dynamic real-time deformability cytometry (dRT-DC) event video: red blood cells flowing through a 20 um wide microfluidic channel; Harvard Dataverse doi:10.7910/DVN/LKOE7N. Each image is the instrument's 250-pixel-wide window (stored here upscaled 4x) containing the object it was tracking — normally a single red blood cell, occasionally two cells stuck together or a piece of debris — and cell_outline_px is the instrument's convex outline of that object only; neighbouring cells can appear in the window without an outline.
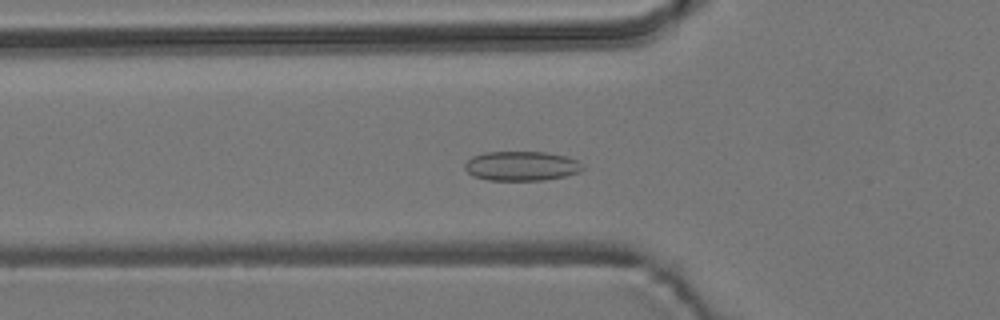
{"species": "common noctule bat (a hibernating species)", "species_latin": "Nyctalus noctula", "temperature_condition": "room temperature", "stored_images_in_passage": 55, "camera_frame_rate_fps": 3000, "um_per_image_px": 0.085, "animal": {"sex": "male", "body_mass_g": 19.2, "forearm_length_mm": 51.8}, "frame": {"image": 1, "passage_image": 19, "time_ms": 6.0, "image_size_px": [1000, 320], "cell_outline_px": [[584, 168], [580, 172], [564, 176], [544, 180], [488, 180], [472, 176], [464, 168], [464, 164], [472, 156], [484, 152], [544, 152], [568, 156], [576, 160]], "centroid_in_image_um": [44.3, 14.11], "position_along_channel_um": 81.5, "area_um2": 20.29}}
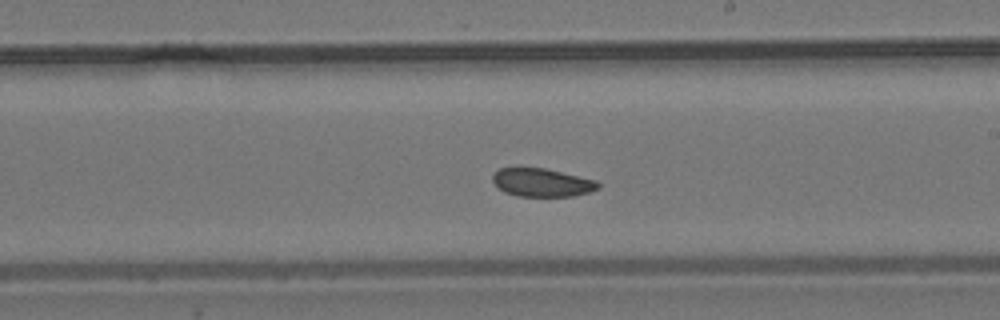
{"frame": {"image": 2, "passage_image": 32, "time_ms": 10.333, "image_size_px": [1000, 320], "cell_outline_px": [[600, 188], [588, 192], [572, 196], [516, 196], [504, 192], [492, 180], [492, 176], [500, 168], [520, 164], [544, 168], [596, 180], [600, 184]], "centroid_in_image_um": [46.01, 15.47], "position_along_channel_um": 243.0, "area_um2": 17.8}}
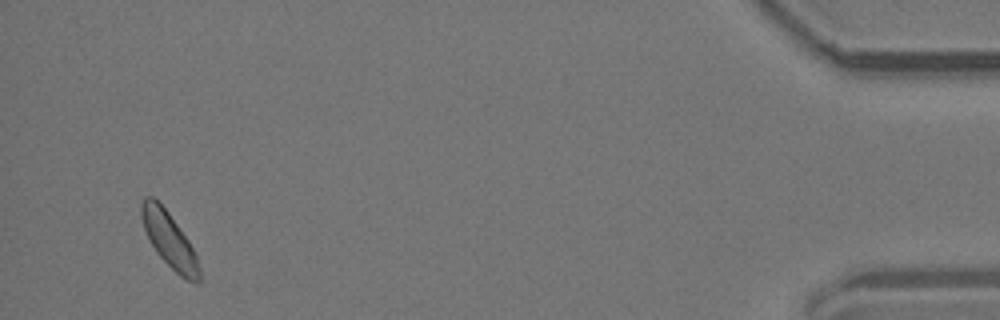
{"frame": {"image": 3, "passage_image": 53, "time_ms": 17.333, "image_size_px": [1000, 320], "cell_outline_px": [[200, 280], [188, 280], [180, 276], [156, 252], [144, 228], [140, 216], [140, 204], [144, 196], [152, 196], [168, 212], [188, 240], [196, 256], [200, 268]], "centroid_in_image_um": [14.35, 20.35], "position_along_channel_um": 420.8, "area_um2": 18.09}, "authors_computed_cell_mechanics": {"area_um2": 18.5538, "velocity_mm_per_s": 3.7162, "shape_relaxation_time_tau1_ms": null, "shape_relaxation_time_tau2_ms": 2.6914, "deformation_change_tau1": null, "deformation_change_tau2": 0.0577}}